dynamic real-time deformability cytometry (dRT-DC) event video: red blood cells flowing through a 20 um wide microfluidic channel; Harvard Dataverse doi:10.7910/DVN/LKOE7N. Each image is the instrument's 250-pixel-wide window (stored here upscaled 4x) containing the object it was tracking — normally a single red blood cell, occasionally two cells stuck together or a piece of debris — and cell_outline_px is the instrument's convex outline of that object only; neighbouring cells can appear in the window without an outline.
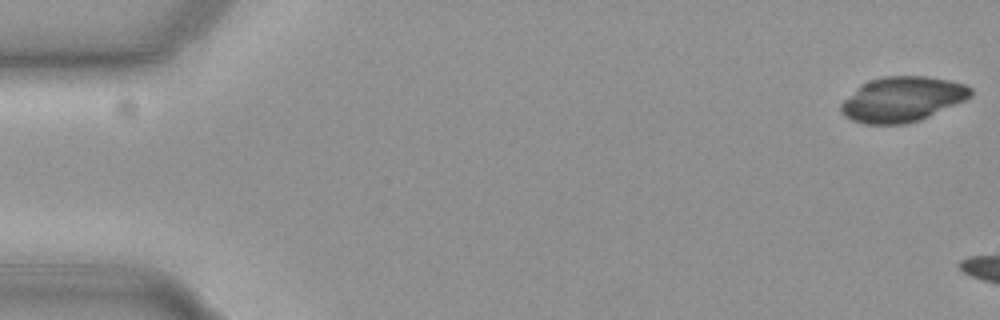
{"species": "common noctule bat (a hibernating species)", "species_latin": "Nyctalus noctula", "temperature_condition": "cold", "stored_images_in_passage": 6, "camera_frame_rate_fps": 3000, "um_per_image_px": 0.085, "animal": {"sex": "female", "body_mass_g": 19.3, "forearm_length_mm": 54.1}, "frame": {"image": 1, "passage_image": 1, "time_ms": 0.0, "image_size_px": [1000, 320], "cell_outline_px": [[972, 96], [964, 100], [920, 120], [904, 124], [864, 124], [852, 120], [844, 116], [840, 112], [840, 104], [860, 84], [884, 76], [924, 76], [948, 80], [964, 84], [972, 88]], "centroid_in_image_um": [76.66, 8.44], "position_along_channel_um": 8.3, "area_um2": 33.87}}